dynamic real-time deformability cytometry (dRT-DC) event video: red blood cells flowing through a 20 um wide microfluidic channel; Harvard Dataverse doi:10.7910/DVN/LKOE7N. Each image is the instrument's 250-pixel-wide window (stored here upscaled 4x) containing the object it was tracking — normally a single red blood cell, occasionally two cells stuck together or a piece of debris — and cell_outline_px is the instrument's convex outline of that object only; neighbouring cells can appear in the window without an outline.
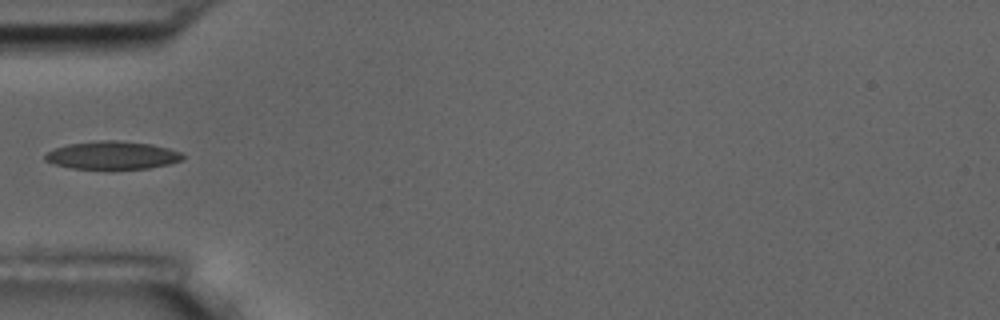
{"species": "common noctule bat (a hibernating species)", "species_latin": "Nyctalus noctula", "temperature_condition": "room temperature", "stored_images_in_passage": 6, "camera_frame_rate_fps": 3000, "um_per_image_px": 0.085, "animal": {"sex": "male", "body_mass_g": 17.5, "forearm_length_mm": 52.3}, "frame": {"image": 1, "passage_image": 5, "time_ms": 5.333, "image_size_px": [1000, 320], "cell_outline_px": [[184, 156], [180, 160], [168, 164], [148, 168], [72, 168], [56, 164], [44, 160], [44, 156], [48, 152], [56, 148], [68, 144], [100, 140], [116, 140], [152, 144], [168, 148], [180, 152]], "centroid_in_image_um": [9.54, 13.18], "position_along_channel_um": 75.5, "area_um2": 22.02}}